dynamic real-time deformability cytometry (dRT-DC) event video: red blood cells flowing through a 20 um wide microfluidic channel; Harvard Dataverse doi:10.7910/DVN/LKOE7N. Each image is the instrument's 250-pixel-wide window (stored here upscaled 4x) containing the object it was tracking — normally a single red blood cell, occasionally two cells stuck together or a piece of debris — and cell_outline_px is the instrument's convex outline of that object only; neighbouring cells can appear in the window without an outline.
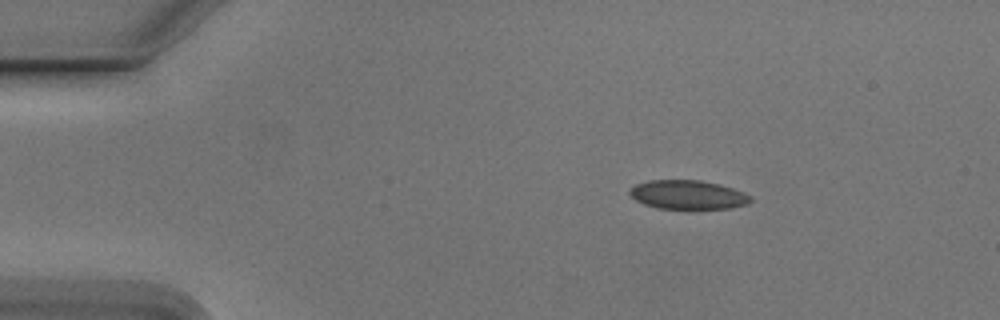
{"species": "Egyptian fruit bat (a non-hibernating species)", "species_latin": "Rousettus aegyptiacus", "temperature_condition": "cold", "stored_images_in_passage": 53, "camera_frame_rate_fps": 3000, "um_per_image_px": 0.085, "animal": {"sex": "male"}, "frame": {"image": 1, "passage_image": 8, "time_ms": 2.333, "image_size_px": [1000, 320], "cell_outline_px": [[752, 200], [748, 204], [728, 208], [688, 212], [656, 208], [644, 204], [636, 200], [628, 192], [628, 188], [636, 184], [648, 180], [700, 180], [720, 184], [744, 192], [752, 196]], "centroid_in_image_um": [58.47, 16.6], "position_along_channel_um": 26.5, "area_um2": 21.44}}
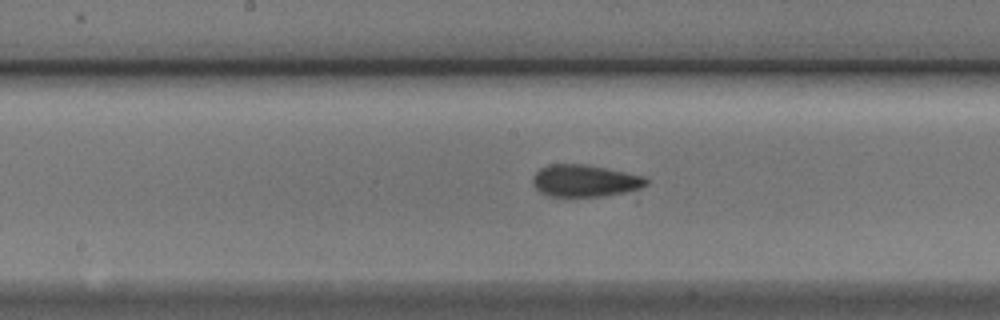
{"frame": {"image": 2, "passage_image": 27, "time_ms": 8.667, "image_size_px": [1000, 320], "cell_outline_px": [[648, 184], [640, 188], [624, 192], [604, 196], [548, 196], [540, 192], [532, 184], [532, 176], [540, 168], [548, 164], [584, 164], [644, 176], [648, 180]], "centroid_in_image_um": [49.67, 15.36], "position_along_channel_um": 198.5, "area_um2": 21.1}}
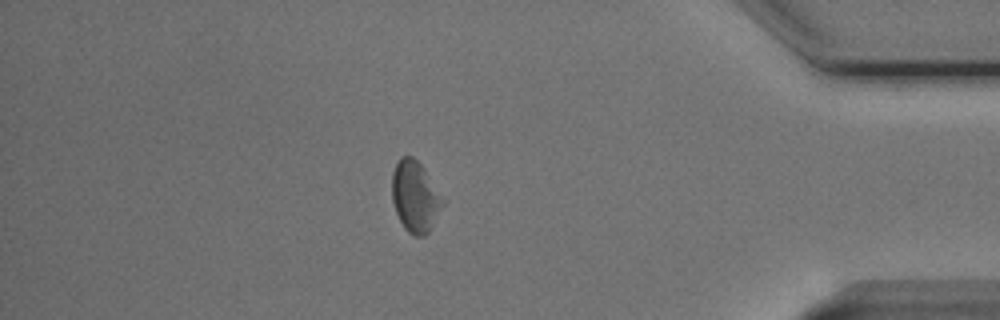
{"frame": {"image": 3, "passage_image": 46, "time_ms": 15.0, "image_size_px": [1000, 320], "cell_outline_px": [[444, 204], [432, 228], [424, 236], [412, 236], [404, 228], [396, 212], [392, 200], [392, 172], [400, 156], [412, 156], [420, 164], [444, 200]], "centroid_in_image_um": [35.27, 16.74], "position_along_channel_um": 399.9, "area_um2": 20.87}, "authors_computed_cell_mechanics": {"area_um2": 20.9236, "velocity_mm_per_s": 3.7647, "shape_relaxation_time_tau1_ms": 4.4942, "shape_relaxation_time_tau2_ms": 1.5376, "deformation_change_tau1": 0.0873, "deformation_change_tau2": 0.0542}}